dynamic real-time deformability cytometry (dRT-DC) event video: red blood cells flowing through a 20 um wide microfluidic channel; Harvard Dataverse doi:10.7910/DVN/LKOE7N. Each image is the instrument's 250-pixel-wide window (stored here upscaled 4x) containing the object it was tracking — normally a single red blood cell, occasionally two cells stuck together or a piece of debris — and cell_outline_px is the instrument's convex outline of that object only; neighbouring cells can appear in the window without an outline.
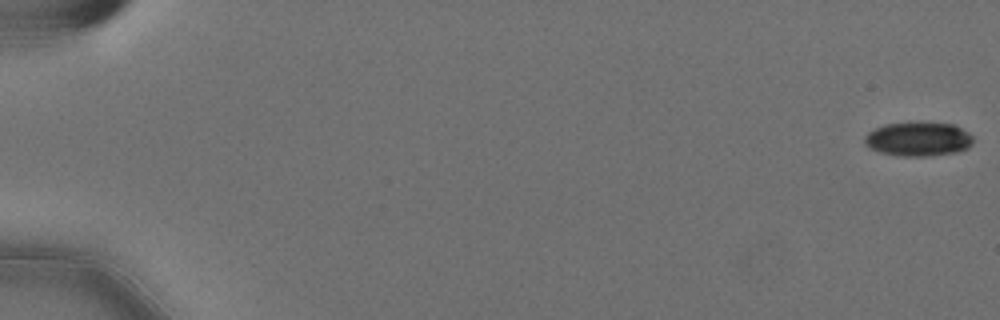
{"species": "Egyptian fruit bat (a non-hibernating species)", "species_latin": "Rousettus aegyptiacus", "temperature_condition": "cold", "stored_images_in_passage": 58, "camera_frame_rate_fps": 3000, "um_per_image_px": 0.085, "animal": {"sex": "female"}, "frame": {"image": 1, "passage_image": 1, "time_ms": 0.0, "image_size_px": [1000, 320], "cell_outline_px": [[972, 144], [968, 148], [956, 152], [928, 156], [896, 156], [880, 152], [864, 144], [864, 136], [868, 132], [884, 124], [908, 120], [956, 124], [968, 132], [972, 136]], "centroid_in_image_um": [78.05, 11.78], "position_along_channel_um": 7.0, "area_um2": 22.25}}
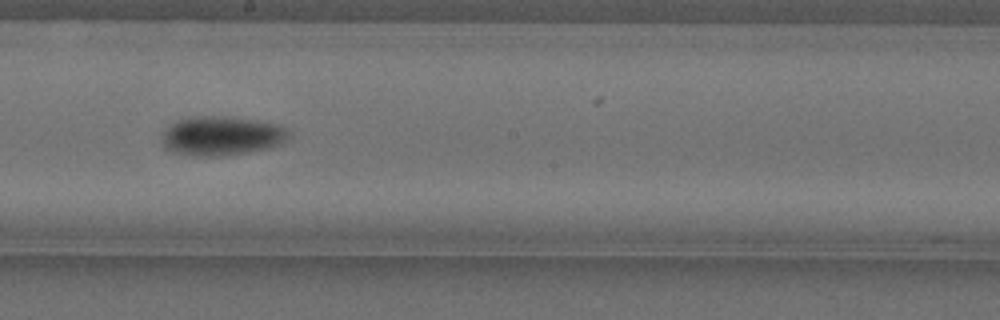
{"frame": {"image": 2, "passage_image": 34, "time_ms": 11.0, "image_size_px": [1000, 320], "cell_outline_px": [[292, 136], [280, 144], [268, 148], [248, 152], [220, 156], [196, 156], [172, 152], [164, 148], [160, 140], [160, 136], [176, 120], [196, 116], [224, 116], [256, 120], [280, 124], [288, 128], [292, 132]], "centroid_in_image_um": [18.86, 11.55], "position_along_channel_um": 229.3, "area_um2": 29.42}}
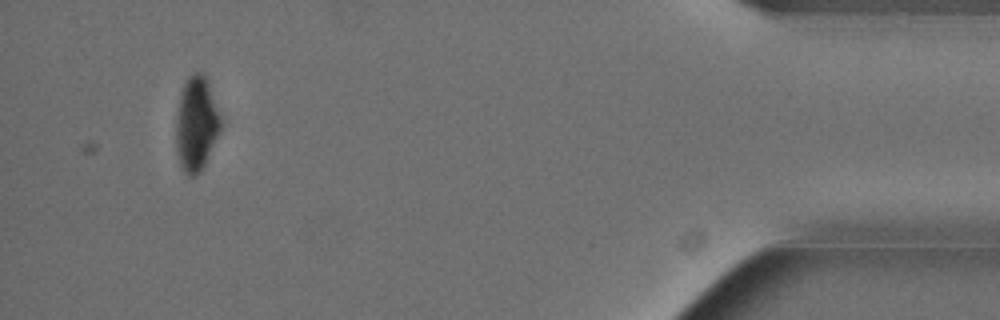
{"frame": {"image": 3, "passage_image": 55, "time_ms": 18.0, "image_size_px": [1000, 320], "cell_outline_px": [[220, 132], [200, 172], [196, 176], [188, 176], [184, 172], [180, 164], [176, 152], [176, 116], [180, 96], [184, 84], [188, 76], [196, 72], [200, 72], [204, 76], [208, 84], [220, 116]], "centroid_in_image_um": [16.66, 10.57], "position_along_channel_um": 418.5, "area_um2": 24.16}, "authors_computed_cell_mechanics": {"area_um2": 26.1256, "velocity_mm_per_s": 3.5838, "shape_relaxation_time_tau1_ms": 7.6196, "shape_relaxation_time_tau2_ms": null, "deformation_change_tau1": 0.1717, "deformation_change_tau2": null}}